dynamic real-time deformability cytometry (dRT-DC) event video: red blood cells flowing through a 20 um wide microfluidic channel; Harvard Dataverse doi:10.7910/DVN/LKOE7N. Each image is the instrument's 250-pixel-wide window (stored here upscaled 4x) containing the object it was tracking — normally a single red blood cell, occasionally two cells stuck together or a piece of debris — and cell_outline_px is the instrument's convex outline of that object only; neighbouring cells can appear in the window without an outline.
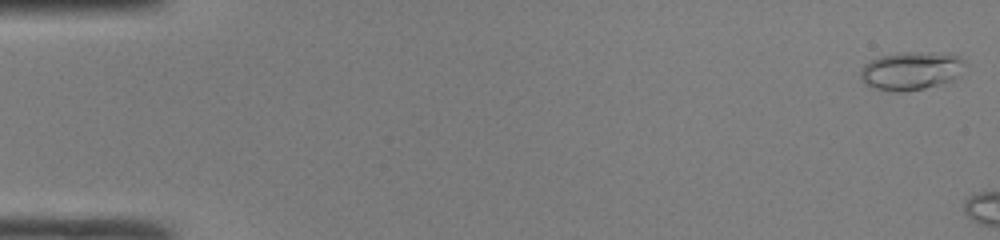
{"species": "common noctule bat (a hibernating species)", "species_latin": "Nyctalus noctula", "temperature_condition": "room temperature", "stored_images_in_passage": 6, "camera_frame_rate_fps": 3000, "um_per_image_px": 0.085, "animal": {"sex": "male", "body_mass_g": 19.0, "forearm_length_mm": 50.8}, "frame": {"image": 1, "passage_image": 1, "time_ms": 0.0, "image_size_px": [1000, 240], "cell_outline_px": [[968, 64], [960, 76], [952, 80], [924, 88], [904, 92], [896, 92], [876, 88], [864, 84], [860, 80], [860, 72], [864, 64], [880, 56], [900, 52], [948, 52], [960, 56]], "centroid_in_image_um": [77.5, 6.0], "position_along_channel_um": 7.5, "area_um2": 23.81}}